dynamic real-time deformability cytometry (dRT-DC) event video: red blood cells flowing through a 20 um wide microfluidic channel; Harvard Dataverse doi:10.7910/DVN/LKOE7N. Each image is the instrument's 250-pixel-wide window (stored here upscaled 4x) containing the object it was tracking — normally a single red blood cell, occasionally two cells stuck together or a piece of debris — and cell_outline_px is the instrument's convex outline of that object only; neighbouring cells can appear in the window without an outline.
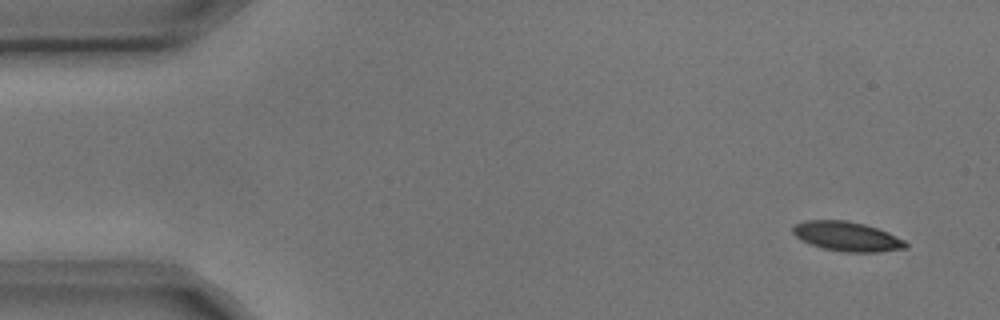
{"species": "common noctule bat (a hibernating species)", "species_latin": "Nyctalus noctula", "temperature_condition": "cold", "stored_images_in_passage": 5, "camera_frame_rate_fps": 3000, "um_per_image_px": 0.085, "animal": {"sex": "male", "body_mass_g": 17.9, "forearm_length_mm": 54.2}, "frame": {"image": 1, "passage_image": 1, "time_ms": 0.0, "image_size_px": [1000, 320], "cell_outline_px": [[908, 248], [880, 252], [844, 252], [824, 248], [800, 240], [792, 232], [792, 228], [796, 224], [804, 220], [848, 220], [864, 224], [888, 232], [904, 240], [908, 244]], "centroid_in_image_um": [72.01, 20.09], "position_along_channel_um": 13.0, "area_um2": 19.42}}